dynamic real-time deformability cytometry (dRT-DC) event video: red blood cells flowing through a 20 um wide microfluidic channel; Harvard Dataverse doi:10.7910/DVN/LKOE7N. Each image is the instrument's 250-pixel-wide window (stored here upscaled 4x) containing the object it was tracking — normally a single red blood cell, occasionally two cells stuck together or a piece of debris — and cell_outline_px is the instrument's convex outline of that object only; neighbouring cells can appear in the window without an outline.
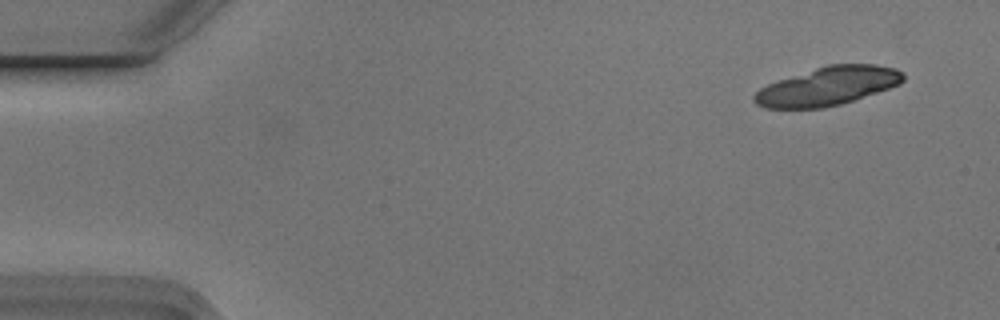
{"species": "Egyptian fruit bat (a non-hibernating species)", "species_latin": "Rousettus aegyptiacus", "temperature_condition": "cold", "stored_images_in_passage": 5, "segment_of_instrument_passage": [1, 2], "camera_frame_rate_fps": 3000, "um_per_image_px": 0.085, "animal": {"sex": "male"}, "frame": {"image": 1, "passage_image": 1, "time_ms": 0.0, "image_size_px": [1000, 320], "cell_outline_px": [[904, 80], [900, 84], [840, 104], [824, 108], [764, 108], [756, 104], [752, 100], [752, 96], [760, 88], [768, 84], [828, 64], [876, 64], [896, 68], [904, 72]], "centroid_in_image_um": [70.37, 7.32], "position_along_channel_um": 14.6, "area_um2": 33.12}}